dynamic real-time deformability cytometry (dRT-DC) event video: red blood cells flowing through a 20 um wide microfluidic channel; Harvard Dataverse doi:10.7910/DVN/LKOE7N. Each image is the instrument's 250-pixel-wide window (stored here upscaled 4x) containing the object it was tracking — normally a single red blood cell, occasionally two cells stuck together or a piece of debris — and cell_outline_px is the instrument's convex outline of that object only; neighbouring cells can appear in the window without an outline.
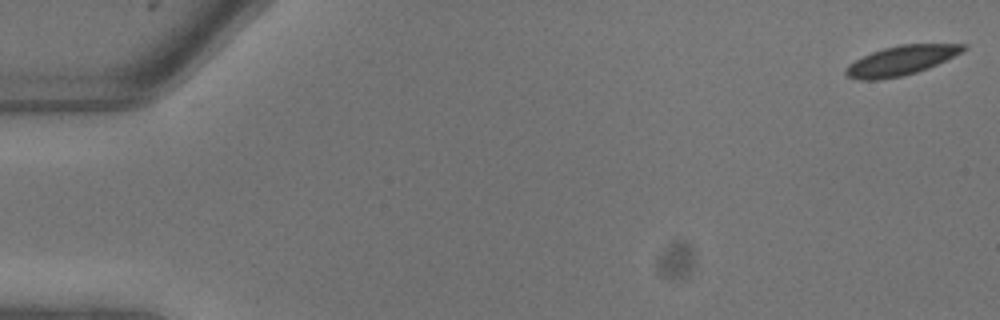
{"species": "common noctule bat (a hibernating species)", "species_latin": "Nyctalus noctula", "temperature_condition": "warm", "stored_images_in_passage": 8, "camera_frame_rate_fps": 3000, "um_per_image_px": 0.085, "animal": {"sex": "male", "body_mass_g": 13.3}, "frame": {"image": 1, "passage_image": 1, "time_ms": 0.0, "image_size_px": [1000, 320], "cell_outline_px": [[968, 48], [928, 68], [904, 76], [880, 80], [860, 80], [848, 76], [844, 72], [844, 68], [848, 64], [872, 52], [884, 48], [900, 44], [968, 44]], "centroid_in_image_um": [76.56, 5.15], "position_along_channel_um": 8.4, "area_um2": 20.0}}
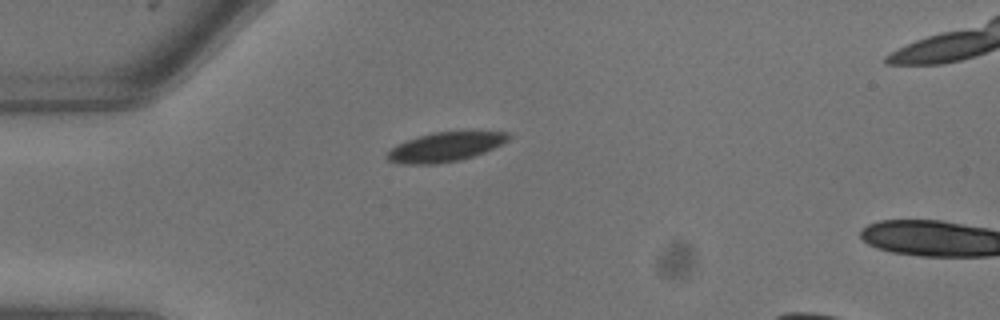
{"frame": {"image": 2, "passage_image": 7, "time_ms": 2.0, "image_size_px": [1000, 320], "cell_outline_px": [[512, 136], [508, 140], [484, 152], [460, 160], [436, 164], [404, 164], [388, 160], [384, 156], [396, 144], [432, 132], [508, 132]], "centroid_in_image_um": [37.81, 12.5], "position_along_channel_um": 47.2, "area_um2": 20.4}}